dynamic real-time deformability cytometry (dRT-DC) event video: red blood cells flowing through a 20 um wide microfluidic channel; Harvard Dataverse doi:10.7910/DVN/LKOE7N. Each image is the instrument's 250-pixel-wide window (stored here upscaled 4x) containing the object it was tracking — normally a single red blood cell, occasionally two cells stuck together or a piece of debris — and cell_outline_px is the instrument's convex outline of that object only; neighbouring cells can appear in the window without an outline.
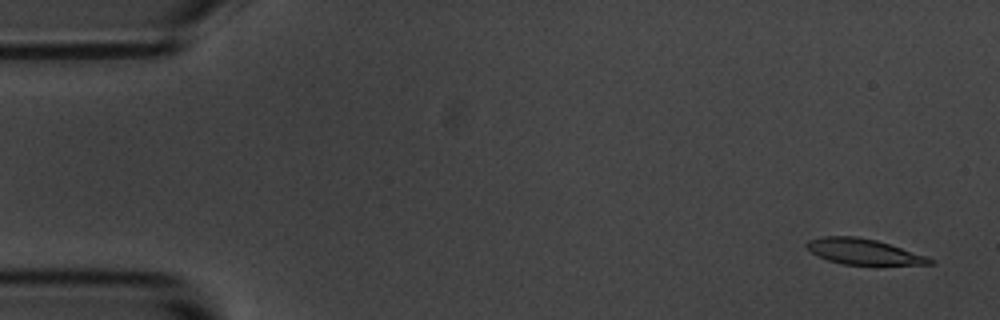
{"species": "common noctule bat (a hibernating species)", "species_latin": "Nyctalus noctula", "temperature_condition": "room temperature", "stored_images_in_passage": 4, "camera_frame_rate_fps": 3000, "um_per_image_px": 0.085, "animal": {"sex": "male", "body_mass_g": 20.1, "forearm_length_mm": 53.5}, "frame": {"image": 1, "passage_image": 1, "time_ms": 0.0, "image_size_px": [1000, 320], "cell_outline_px": [[936, 264], [876, 268], [844, 264], [828, 260], [812, 252], [804, 244], [808, 240], [820, 236], [856, 236], [876, 240], [936, 260]], "centroid_in_image_um": [73.48, 21.45], "position_along_channel_um": 11.5, "area_um2": 19.25}}
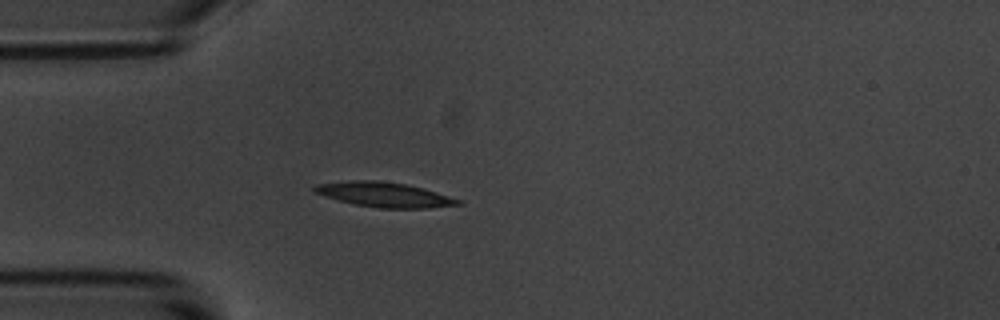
{"frame": {"image": 2, "passage_image": 4, "time_ms": 4.333, "image_size_px": [1000, 320], "cell_outline_px": [[464, 204], [428, 208], [380, 208], [356, 204], [324, 196], [312, 192], [312, 188], [316, 184], [348, 180], [380, 180], [404, 184], [424, 188], [464, 200]], "centroid_in_image_um": [32.7, 16.53], "position_along_channel_um": 52.3, "area_um2": 20.92}}